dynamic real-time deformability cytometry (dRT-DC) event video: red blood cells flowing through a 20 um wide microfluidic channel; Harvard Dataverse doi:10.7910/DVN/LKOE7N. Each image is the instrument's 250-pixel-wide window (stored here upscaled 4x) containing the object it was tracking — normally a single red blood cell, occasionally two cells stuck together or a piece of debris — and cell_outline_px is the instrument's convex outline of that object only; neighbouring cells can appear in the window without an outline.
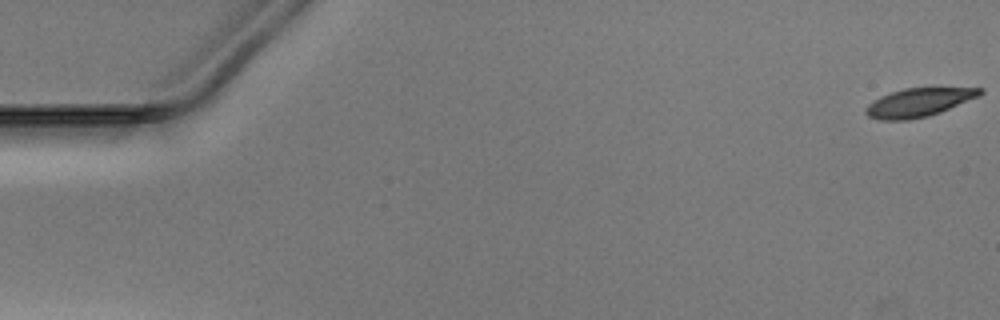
{"species": "Egyptian fruit bat (a non-hibernating species)", "species_latin": "Rousettus aegyptiacus", "temperature_condition": "warm", "stored_images_in_passage": 52, "camera_frame_rate_fps": 3000, "um_per_image_px": 0.085, "animal": {"sex": "male"}, "frame": {"image": 1, "passage_image": 1, "time_ms": 0.0, "image_size_px": [1000, 320], "cell_outline_px": [[984, 92], [980, 96], [940, 112], [928, 116], [908, 120], [880, 120], [868, 116], [864, 112], [864, 108], [872, 100], [880, 96], [904, 88], [984, 88]], "centroid_in_image_um": [78.07, 8.71], "position_along_channel_um": 6.9, "area_um2": 19.02}}
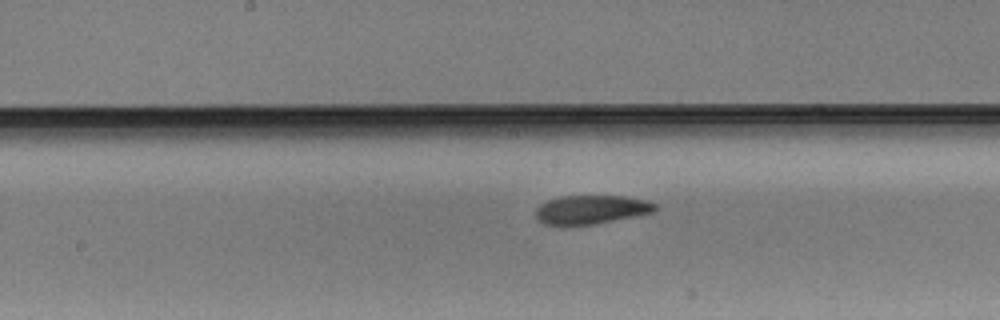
{"frame": {"image": 2, "passage_image": 27, "time_ms": 8.667, "image_size_px": [1000, 320], "cell_outline_px": [[656, 208], [652, 212], [592, 224], [544, 224], [536, 216], [536, 208], [540, 204], [548, 200], [560, 196], [624, 196], [648, 200], [656, 204]], "centroid_in_image_um": [50.24, 17.79], "position_along_channel_um": 198.0, "area_um2": 19.54}}
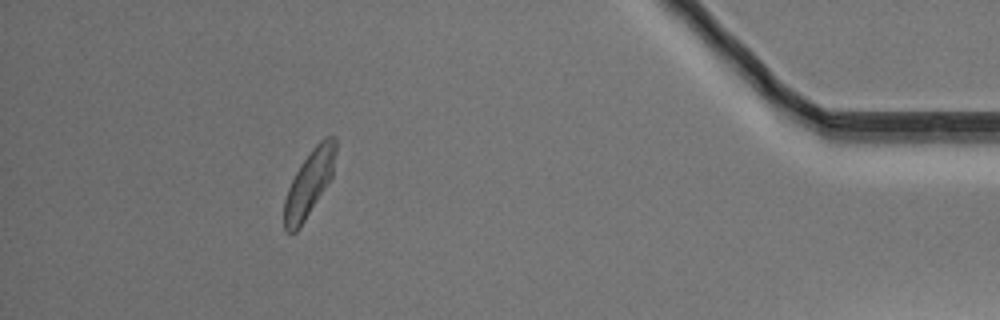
{"frame": {"image": 3, "passage_image": 47, "time_ms": 15.333, "image_size_px": [1000, 320], "cell_outline_px": [[336, 152], [332, 176], [304, 220], [296, 232], [288, 232], [284, 228], [284, 200], [288, 188], [300, 164], [312, 148], [324, 136], [336, 136]], "centroid_in_image_um": [26.28, 15.52], "position_along_channel_um": 408.9, "area_um2": 19.42}}